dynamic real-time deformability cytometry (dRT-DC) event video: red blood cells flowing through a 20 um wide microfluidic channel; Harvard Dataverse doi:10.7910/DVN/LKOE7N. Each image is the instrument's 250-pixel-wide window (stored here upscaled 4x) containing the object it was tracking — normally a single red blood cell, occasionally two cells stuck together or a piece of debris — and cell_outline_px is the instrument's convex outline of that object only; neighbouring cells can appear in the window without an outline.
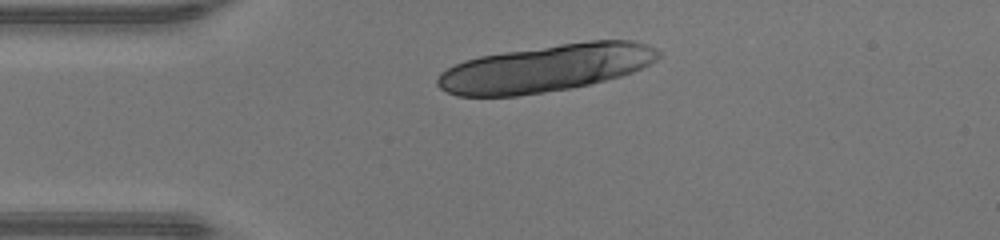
{"species": "human", "species_latin": "Homo sapiens", "temperature_condition": "warm", "stored_images_in_passage": 31, "segment_of_instrument_passage": [1, 2], "camera_frame_rate_fps": 3000, "um_per_image_px": 0.085, "donor": {"sex": "male"}, "frame": {"image": 1, "passage_image": 1, "time_ms": 0.0, "image_size_px": [1000, 240], "cell_outline_px": [[660, 56], [656, 60], [632, 72], [620, 76], [572, 88], [516, 96], [456, 96], [440, 88], [436, 84], [436, 80], [440, 72], [464, 60], [480, 56], [504, 52], [588, 40], [632, 40], [648, 44], [656, 48], [660, 52]], "centroid_in_image_um": [46.39, 5.79], "position_along_channel_um": 38.6, "area_um2": 60.63}}